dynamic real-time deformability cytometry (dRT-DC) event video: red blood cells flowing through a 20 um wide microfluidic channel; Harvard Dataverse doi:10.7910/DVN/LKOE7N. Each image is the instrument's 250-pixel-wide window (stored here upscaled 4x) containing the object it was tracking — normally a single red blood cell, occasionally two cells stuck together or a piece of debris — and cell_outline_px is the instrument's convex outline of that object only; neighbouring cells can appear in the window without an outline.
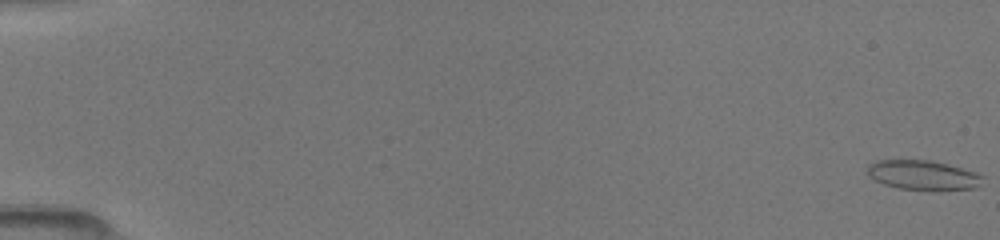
{"species": "common noctule bat (a hibernating species)", "species_latin": "Nyctalus noctula", "temperature_condition": "room temperature", "stored_images_in_passage": 33, "camera_frame_rate_fps": 3000, "um_per_image_px": 0.085, "animal": {"sex": "female", "body_mass_g": 19.5, "forearm_length_mm": 54.1}, "frame": {"image": 1, "passage_image": 1, "time_ms": 0.0, "image_size_px": [1000, 240], "cell_outline_px": [[984, 176], [972, 188], [900, 188], [884, 184], [876, 180], [868, 172], [868, 164], [880, 160], [928, 160], [960, 168]], "centroid_in_image_um": [78.36, 14.84], "position_along_channel_um": 6.6, "area_um2": 18.5}}
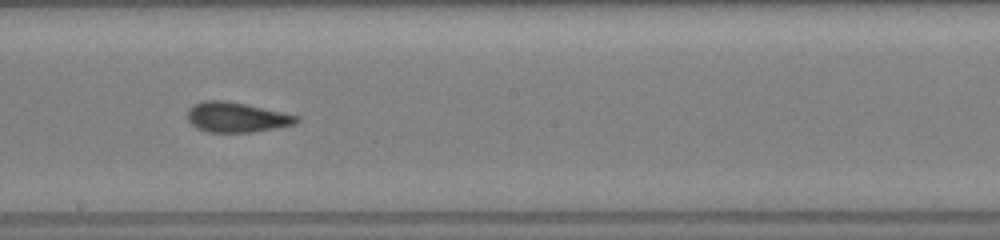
{"frame": {"image": 2, "passage_image": 20, "time_ms": 9.667, "image_size_px": [1000, 240], "cell_outline_px": [[300, 120], [296, 124], [252, 132], [208, 132], [196, 128], [188, 120], [188, 108], [192, 104], [204, 100], [228, 100], [300, 116]], "centroid_in_image_um": [20.09, 9.95], "position_along_channel_um": 228.1, "area_um2": 19.19}}
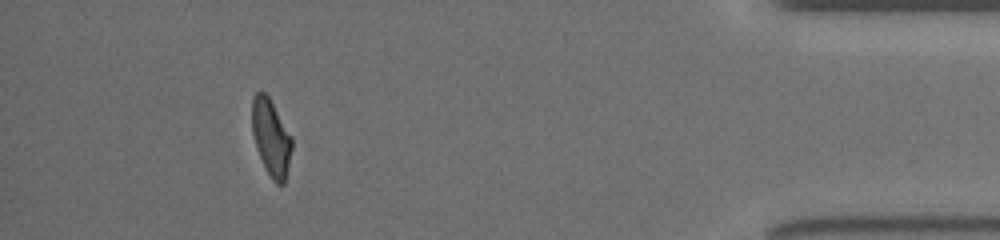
{"frame": {"image": 3, "passage_image": 32, "time_ms": 15.333, "image_size_px": [1000, 240], "cell_outline_px": [[292, 148], [284, 184], [276, 184], [272, 180], [256, 148], [252, 132], [252, 96], [256, 92], [264, 92], [268, 96], [292, 136]], "centroid_in_image_um": [23.04, 11.68], "position_along_channel_um": 412.2, "area_um2": 17.63}}